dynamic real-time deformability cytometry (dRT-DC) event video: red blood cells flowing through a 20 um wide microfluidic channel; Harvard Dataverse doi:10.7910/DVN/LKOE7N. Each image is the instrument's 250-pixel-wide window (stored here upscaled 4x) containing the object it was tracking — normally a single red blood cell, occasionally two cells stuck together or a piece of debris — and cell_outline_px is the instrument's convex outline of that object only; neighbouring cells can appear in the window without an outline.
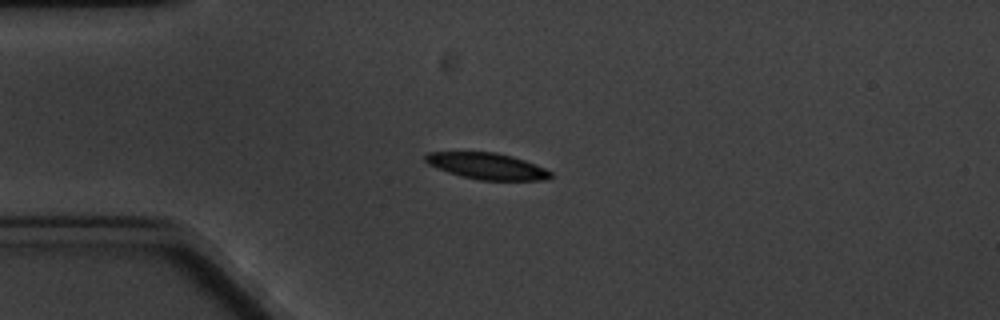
{"species": "common noctule bat (a hibernating species)", "species_latin": "Nyctalus noctula", "temperature_condition": "cold", "stored_images_in_passage": 6, "camera_frame_rate_fps": 3000, "um_per_image_px": 0.085, "animal": {"sex": "male", "body_mass_g": 20.1, "forearm_length_mm": 53.5}, "frame": {"image": 1, "passage_image": 4, "time_ms": 3.333, "image_size_px": [1000, 320], "cell_outline_px": [[552, 176], [548, 180], [480, 180], [460, 176], [448, 172], [428, 164], [424, 160], [424, 156], [428, 152], [496, 152], [512, 156], [524, 160], [544, 168], [552, 172]], "centroid_in_image_um": [41.39, 14.12], "position_along_channel_um": 43.6, "area_um2": 19.19}}